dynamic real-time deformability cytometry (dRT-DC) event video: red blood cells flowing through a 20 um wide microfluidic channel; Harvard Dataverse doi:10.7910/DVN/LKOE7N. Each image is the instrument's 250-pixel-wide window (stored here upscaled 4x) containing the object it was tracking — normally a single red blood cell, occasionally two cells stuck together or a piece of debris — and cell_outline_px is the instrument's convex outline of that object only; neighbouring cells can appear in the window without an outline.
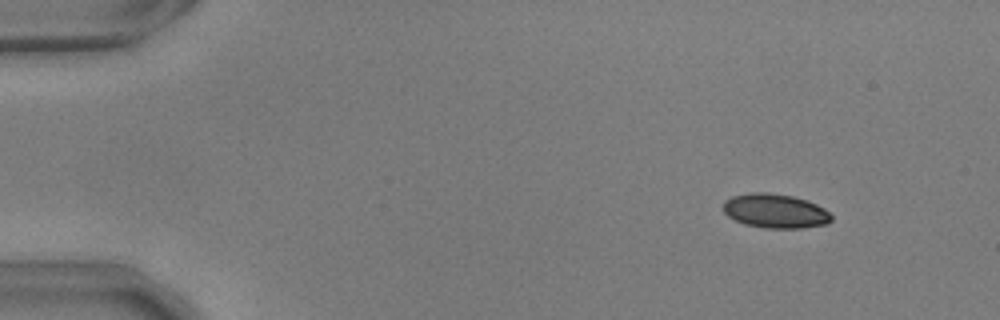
{"species": "common noctule bat (a hibernating species)", "species_latin": "Nyctalus noctula", "temperature_condition": "warm", "stored_images_in_passage": 51, "camera_frame_rate_fps": 3000, "um_per_image_px": 0.085, "animal": {"sex": "male", "body_mass_g": 17.9, "forearm_length_mm": 54.2}, "frame": {"image": 1, "passage_image": 2, "time_ms": 0.333, "image_size_px": [1000, 320], "cell_outline_px": [[832, 220], [828, 224], [804, 228], [764, 228], [744, 224], [728, 216], [724, 212], [724, 200], [732, 196], [752, 192], [768, 192], [792, 196], [816, 204], [824, 208], [832, 216]], "centroid_in_image_um": [65.9, 17.94], "position_along_channel_um": 19.1, "area_um2": 21.62}}
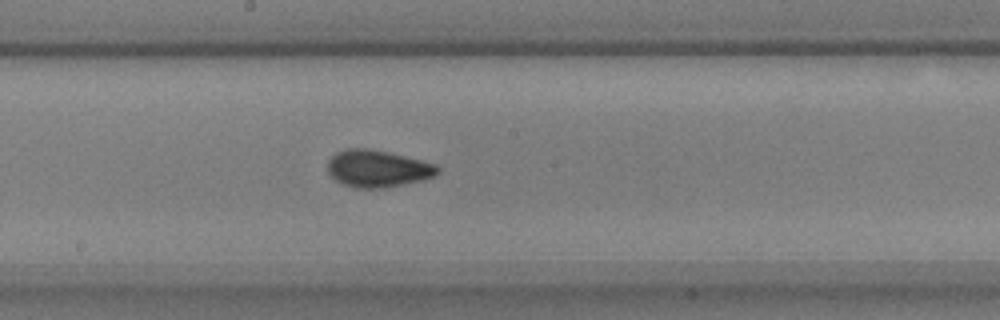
{"frame": {"image": 2, "passage_image": 26, "time_ms": 8.333, "image_size_px": [1000, 320], "cell_outline_px": [[440, 172], [436, 176], [420, 180], [384, 188], [356, 188], [344, 184], [336, 180], [328, 172], [328, 160], [336, 152], [344, 148], [368, 148], [388, 152], [436, 164], [440, 168]], "centroid_in_image_um": [32.1, 14.32], "position_along_channel_um": 216.1, "area_um2": 23.7}}
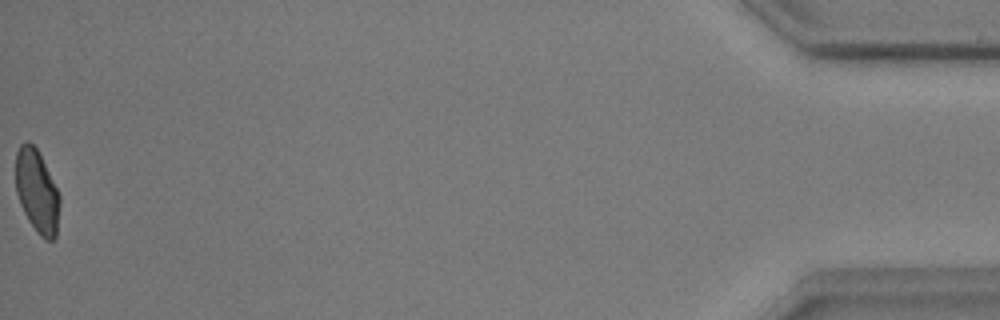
{"frame": {"image": 3, "passage_image": 51, "time_ms": 16.667, "image_size_px": [1000, 320], "cell_outline_px": [[60, 204], [56, 236], [52, 240], [48, 240], [40, 236], [36, 232], [28, 220], [20, 204], [16, 192], [16, 152], [20, 144], [24, 140], [28, 140], [36, 148], [60, 196]], "centroid_in_image_um": [3.13, 16.27], "position_along_channel_um": 432.1, "area_um2": 21.15}, "authors_computed_cell_mechanics": {"area_um2": 22.0796, "velocity_mm_per_s": 3.7074, "shape_relaxation_time_tau1_ms": 3.8043, "shape_relaxation_time_tau2_ms": 0.9293, "deformation_change_tau1": 0.1423, "deformation_change_tau2": 0.0586}}